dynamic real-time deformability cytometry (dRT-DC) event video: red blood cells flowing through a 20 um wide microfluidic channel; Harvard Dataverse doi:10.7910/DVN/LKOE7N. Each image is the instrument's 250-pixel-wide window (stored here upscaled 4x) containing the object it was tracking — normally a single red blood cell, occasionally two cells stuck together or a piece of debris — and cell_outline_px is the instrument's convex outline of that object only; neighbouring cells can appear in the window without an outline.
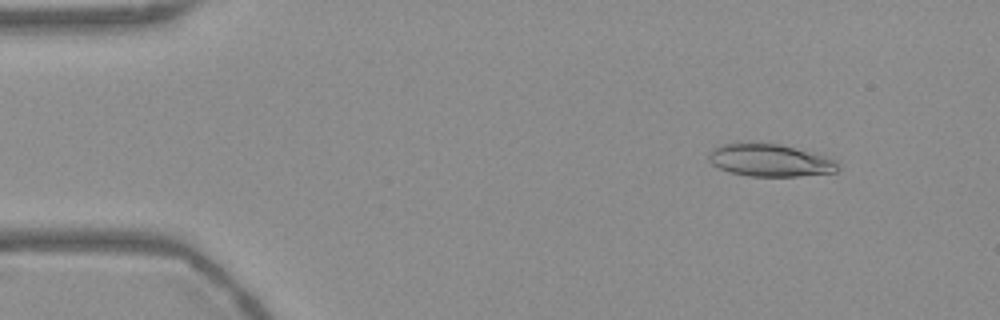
{"species": "Egyptian fruit bat (a non-hibernating species)", "species_latin": "Rousettus aegyptiacus", "temperature_condition": "warm", "stored_images_in_passage": 54, "camera_frame_rate_fps": 3000, "um_per_image_px": 0.085, "frame": {"image": 1, "passage_image": 6, "time_ms": 1.667, "image_size_px": [1000, 320], "cell_outline_px": [[840, 168], [836, 172], [800, 176], [748, 176], [728, 172], [712, 164], [708, 160], [708, 152], [712, 148], [720, 144], [736, 140], [752, 140], [780, 144], [824, 156], [836, 160], [840, 164]], "centroid_in_image_um": [65.36, 13.58], "position_along_channel_um": 19.6, "area_um2": 25.37}}
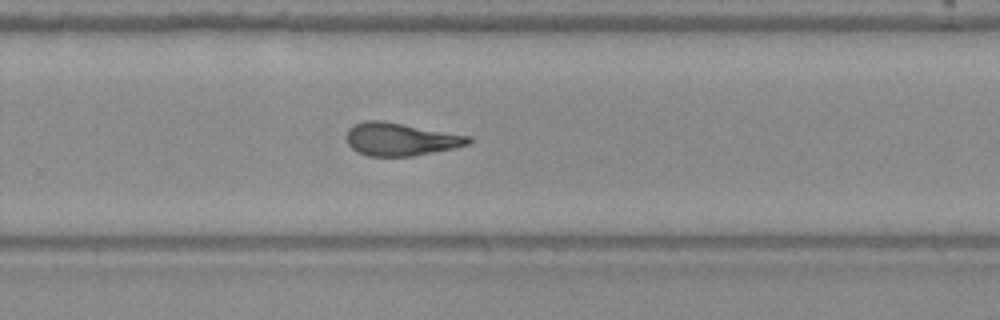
{"frame": {"image": 2, "passage_image": 35, "time_ms": 11.333, "image_size_px": [1000, 320], "cell_outline_px": [[472, 140], [468, 144], [456, 148], [412, 156], [368, 156], [356, 152], [348, 144], [344, 136], [348, 128], [364, 120], [384, 120], [472, 136]], "centroid_in_image_um": [34.03, 11.83], "position_along_channel_um": 295.8, "area_um2": 23.76}}
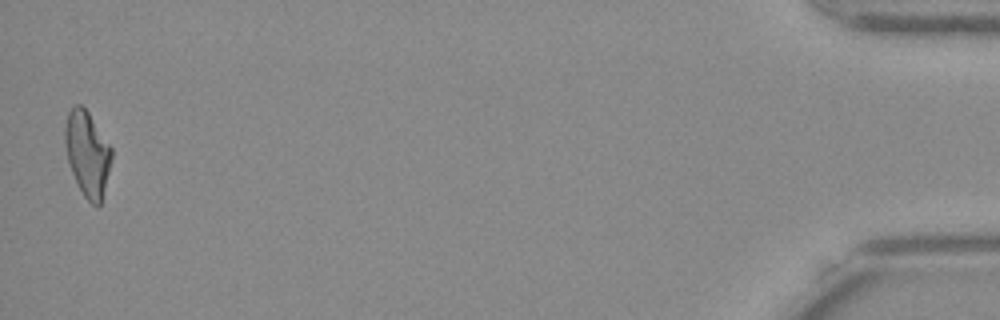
{"frame": {"image": 3, "passage_image": 53, "time_ms": 17.333, "image_size_px": [1000, 320], "cell_outline_px": [[112, 160], [100, 204], [96, 208], [84, 196], [72, 172], [68, 160], [64, 144], [64, 128], [68, 112], [76, 104], [80, 104], [88, 112], [112, 148]], "centroid_in_image_um": [7.42, 13.05], "position_along_channel_um": 427.8, "area_um2": 22.89}, "authors_computed_cell_mechanics": {"area_um2": 23.5535, "velocity_mm_per_s": 3.7668, "shape_relaxation_time_tau1_ms": null, "shape_relaxation_time_tau2_ms": 3.4791, "deformation_change_tau1": null, "deformation_change_tau2": 0.1236}}